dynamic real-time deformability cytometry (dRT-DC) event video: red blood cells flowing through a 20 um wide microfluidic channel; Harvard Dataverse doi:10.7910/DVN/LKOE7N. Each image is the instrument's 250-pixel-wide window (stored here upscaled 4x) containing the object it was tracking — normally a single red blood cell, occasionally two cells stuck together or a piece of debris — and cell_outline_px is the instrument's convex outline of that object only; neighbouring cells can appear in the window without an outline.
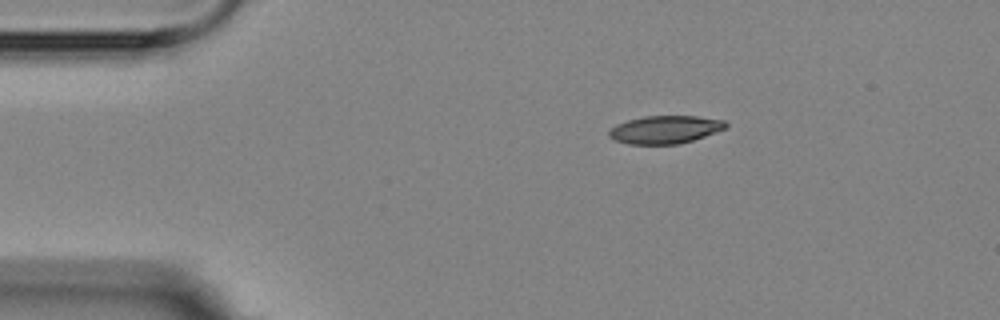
{"species": "Egyptian fruit bat (a non-hibernating species)", "species_latin": "Rousettus aegyptiacus", "temperature_condition": "room temperature", "stored_images_in_passage": 4, "camera_frame_rate_fps": 3000, "um_per_image_px": 0.085, "animal": {"sex": "female"}, "frame": {"image": 1, "passage_image": 1, "time_ms": 0.0, "image_size_px": [1000, 320], "cell_outline_px": [[728, 124], [724, 128], [704, 136], [680, 144], [628, 144], [616, 140], [608, 136], [608, 132], [616, 124], [628, 120], [644, 116], [696, 116], [724, 120]], "centroid_in_image_um": [56.5, 11.01], "position_along_channel_um": 28.5, "area_um2": 18.79}}
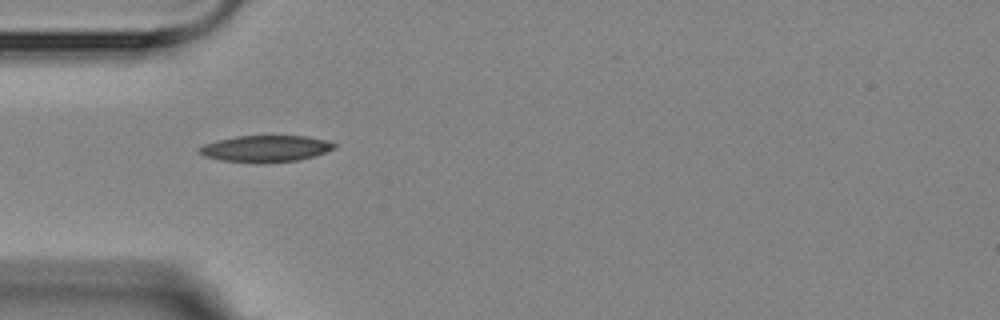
{"frame": {"image": 2, "passage_image": 3, "time_ms": 2.333, "image_size_px": [1000, 320], "cell_outline_px": [[336, 148], [316, 156], [300, 160], [220, 160], [204, 156], [196, 152], [204, 144], [216, 140], [236, 136], [308, 136], [324, 140], [336, 144]], "centroid_in_image_um": [22.6, 12.59], "position_along_channel_um": 62.4, "area_um2": 20.06}}
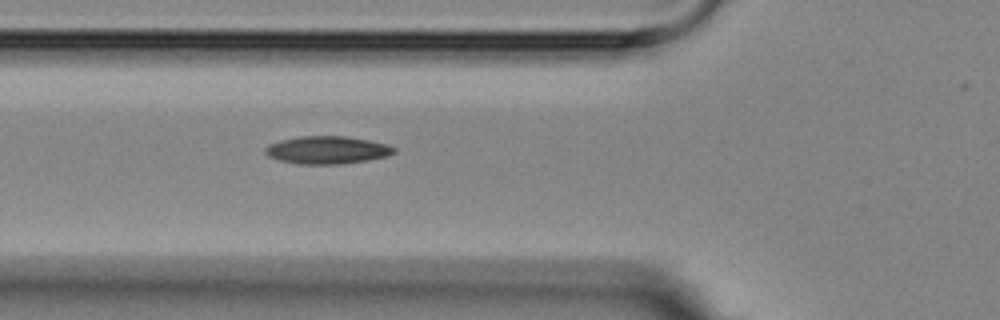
{"frame": {"image": 3, "passage_image": 4, "time_ms": 3.333, "image_size_px": [1000, 320], "cell_outline_px": [[396, 152], [388, 156], [368, 160], [340, 164], [300, 164], [280, 160], [268, 156], [264, 152], [264, 148], [268, 144], [280, 140], [300, 136], [348, 136], [388, 144], [396, 148]], "centroid_in_image_um": [27.82, 12.74], "position_along_channel_um": 98.0, "area_um2": 20.92}}